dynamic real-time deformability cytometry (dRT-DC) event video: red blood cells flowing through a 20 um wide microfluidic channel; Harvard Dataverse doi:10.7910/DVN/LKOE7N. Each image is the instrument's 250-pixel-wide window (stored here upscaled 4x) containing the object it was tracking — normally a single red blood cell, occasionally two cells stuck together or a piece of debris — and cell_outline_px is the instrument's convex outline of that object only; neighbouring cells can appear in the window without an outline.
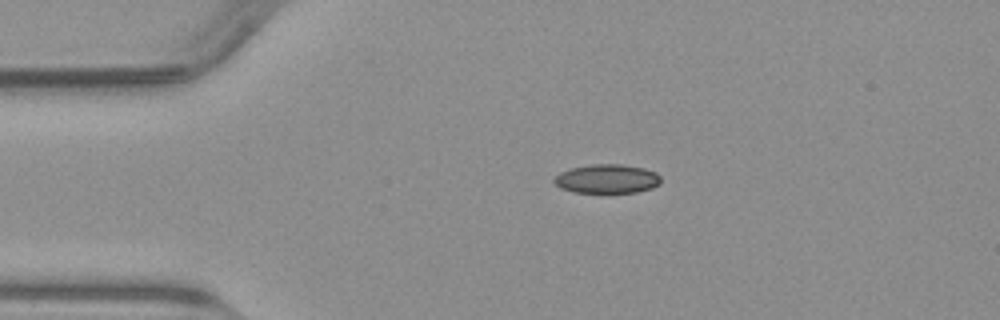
{"species": "common noctule bat (a hibernating species)", "species_latin": "Nyctalus noctula", "temperature_condition": "warm", "stored_images_in_passage": 41, "camera_frame_rate_fps": 3000, "um_per_image_px": 0.085, "animal": {"sex": "male", "body_mass_g": 23.1, "forearm_length_mm": 52.7}, "frame": {"image": 1, "passage_image": 1, "time_ms": 0.0, "image_size_px": [1000, 320], "cell_outline_px": [[660, 184], [652, 188], [636, 192], [572, 192], [560, 188], [552, 180], [560, 172], [568, 168], [592, 164], [620, 164], [644, 168], [656, 172], [660, 176]], "centroid_in_image_um": [51.58, 15.19], "position_along_channel_um": 33.4, "area_um2": 18.09}}
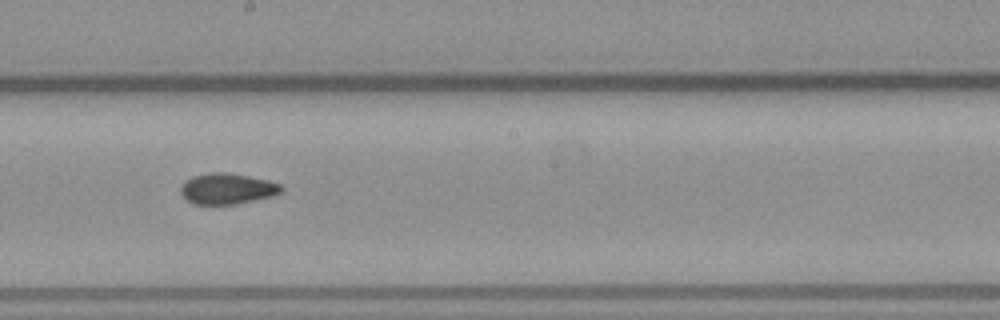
{"frame": {"image": 2, "passage_image": 18, "time_ms": 5.667, "image_size_px": [1000, 320], "cell_outline_px": [[284, 188], [280, 192], [272, 196], [256, 200], [236, 204], [192, 204], [180, 192], [180, 184], [184, 180], [192, 176], [208, 172], [228, 172], [268, 180], [280, 184]], "centroid_in_image_um": [19.28, 16.03], "position_along_channel_um": 228.9, "area_um2": 18.26}}
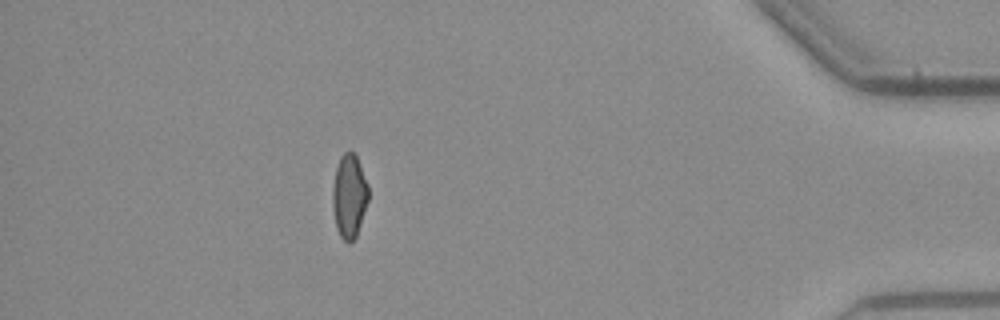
{"frame": {"image": 3, "passage_image": 35, "time_ms": 11.333, "image_size_px": [1000, 320], "cell_outline_px": [[368, 200], [356, 236], [348, 244], [340, 236], [336, 228], [332, 208], [332, 188], [336, 168], [340, 156], [344, 152], [352, 152], [356, 156], [368, 184]], "centroid_in_image_um": [29.66, 16.67], "position_along_channel_um": 405.5, "area_um2": 17.4}}